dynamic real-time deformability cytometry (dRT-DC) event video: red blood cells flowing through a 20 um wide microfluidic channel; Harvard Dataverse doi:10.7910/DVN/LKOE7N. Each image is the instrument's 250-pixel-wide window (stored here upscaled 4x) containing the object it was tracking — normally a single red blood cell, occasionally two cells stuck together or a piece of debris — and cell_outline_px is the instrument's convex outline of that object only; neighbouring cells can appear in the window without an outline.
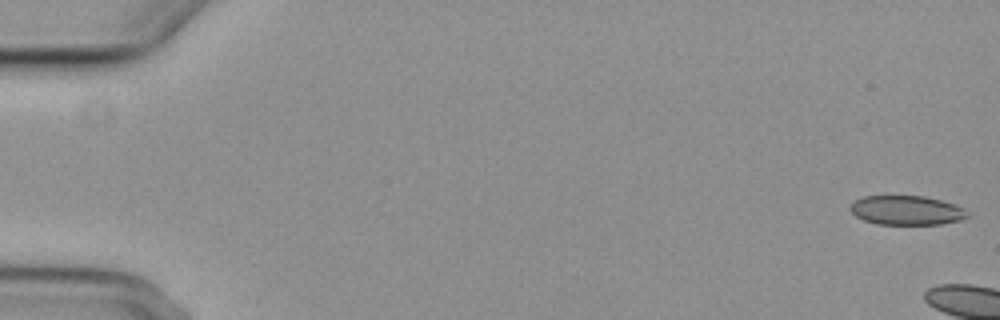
{"species": "common noctule bat (a hibernating species)", "species_latin": "Nyctalus noctula", "temperature_condition": "cold", "stored_images_in_passage": 8, "camera_frame_rate_fps": 3000, "um_per_image_px": 0.085, "animal": {"sex": "female", "body_mass_g": 29.2, "forearm_length_mm": 56.3}, "frame": {"image": 1, "passage_image": 1, "time_ms": 0.0, "image_size_px": [1000, 320], "cell_outline_px": [[972, 216], [960, 220], [940, 224], [876, 224], [864, 220], [856, 216], [848, 208], [852, 200], [864, 196], [924, 196], [940, 200], [964, 208]], "centroid_in_image_um": [77.04, 17.87], "position_along_channel_um": 8.0, "area_um2": 20.11}}
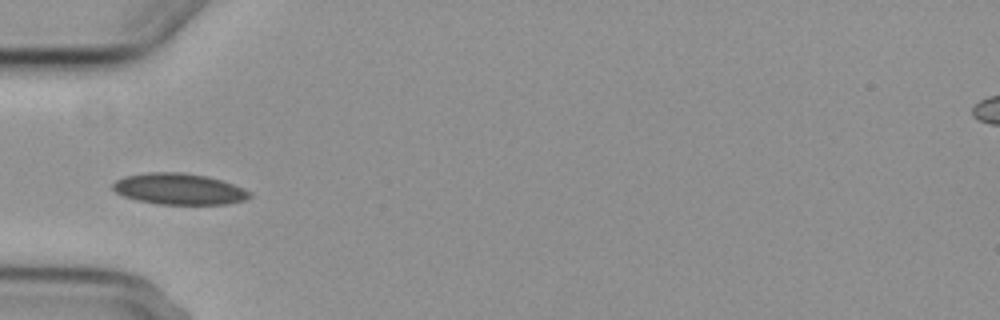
{"frame": {"image": 2, "passage_image": 7, "time_ms": 7.333, "image_size_px": [1000, 320], "cell_outline_px": [[252, 196], [244, 200], [228, 204], [160, 204], [136, 200], [124, 196], [116, 192], [112, 188], [112, 184], [116, 180], [124, 176], [148, 172], [184, 172], [208, 176], [244, 188], [252, 192]], "centroid_in_image_um": [15.22, 16.06], "position_along_channel_um": 69.8, "area_um2": 24.97}}
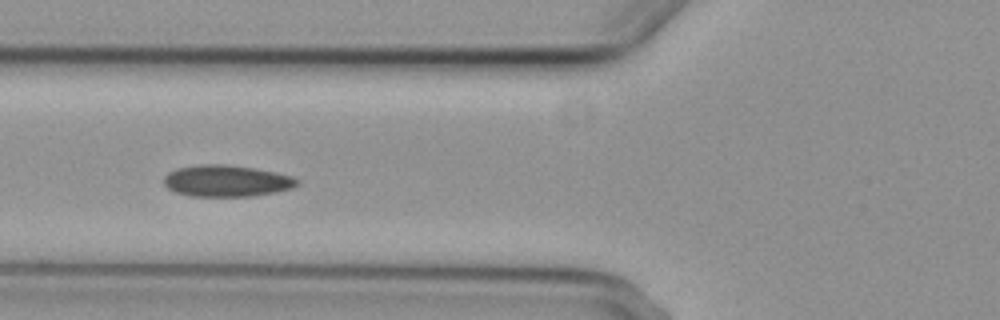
{"frame": {"image": 3, "passage_image": 8, "time_ms": 8.333, "image_size_px": [1000, 320], "cell_outline_px": [[300, 184], [292, 188], [276, 192], [252, 196], [192, 196], [176, 192], [168, 188], [164, 184], [164, 176], [168, 172], [176, 168], [200, 164], [224, 164], [252, 168], [276, 172], [292, 176], [300, 180]], "centroid_in_image_um": [19.27, 15.37], "position_along_channel_um": 106.5, "area_um2": 24.57}}